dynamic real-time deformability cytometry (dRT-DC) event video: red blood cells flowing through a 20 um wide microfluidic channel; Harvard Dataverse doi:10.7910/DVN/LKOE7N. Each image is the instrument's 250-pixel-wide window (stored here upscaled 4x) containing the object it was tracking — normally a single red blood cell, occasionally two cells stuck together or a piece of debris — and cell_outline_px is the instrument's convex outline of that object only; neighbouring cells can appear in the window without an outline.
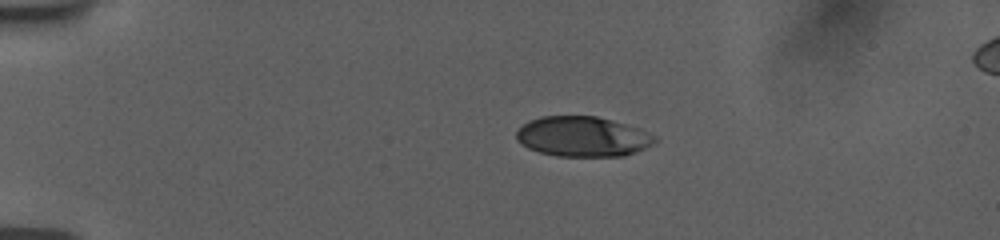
{"species": "human", "species_latin": "Homo sapiens", "temperature_condition": "room temperature", "stored_images_in_passage": 44, "camera_frame_rate_fps": 3000, "um_per_image_px": 0.085, "donor": {"sex": "female"}, "frame": {"image": 1, "passage_image": 1, "time_ms": 0.0, "image_size_px": [1000, 240], "cell_outline_px": [[656, 140], [652, 144], [636, 152], [624, 156], [556, 156], [540, 152], [528, 148], [520, 144], [516, 140], [516, 132], [528, 120], [540, 116], [596, 116], [612, 120], [636, 128], [656, 136]], "centroid_in_image_um": [49.48, 11.61], "position_along_channel_um": 35.5, "area_um2": 32.25}}
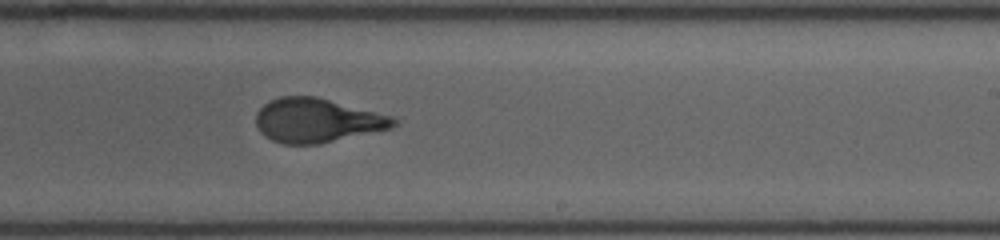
{"frame": {"image": 2, "passage_image": 24, "time_ms": 7.667, "image_size_px": [1000, 240], "cell_outline_px": [[400, 120], [392, 128], [320, 144], [284, 144], [272, 140], [264, 136], [256, 128], [256, 112], [268, 100], [280, 96], [316, 96], [392, 116]], "centroid_in_image_um": [26.93, 10.23], "position_along_channel_um": 262.1, "area_um2": 35.6}}
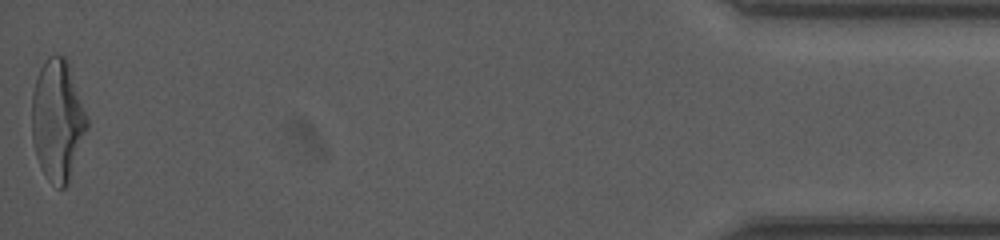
{"frame": {"image": 3, "passage_image": 44, "time_ms": 14.333, "image_size_px": [1000, 240], "cell_outline_px": [[88, 128], [68, 180], [64, 188], [60, 188], [48, 180], [36, 156], [32, 140], [32, 92], [40, 68], [48, 56], [64, 56], [68, 60], [88, 116]], "centroid_in_image_um": [4.9, 10.17], "position_along_channel_um": 430.3, "area_um2": 38.73}, "authors_computed_cell_mechanics": {"area_um2": 35.8649, "velocity_mm_per_s": 3.7647, "shape_relaxation_time_tau1_ms": 3.2248, "shape_relaxation_time_tau2_ms": 0.7297, "deformation_change_tau1": 0.1812, "deformation_change_tau2": 0.0674}}